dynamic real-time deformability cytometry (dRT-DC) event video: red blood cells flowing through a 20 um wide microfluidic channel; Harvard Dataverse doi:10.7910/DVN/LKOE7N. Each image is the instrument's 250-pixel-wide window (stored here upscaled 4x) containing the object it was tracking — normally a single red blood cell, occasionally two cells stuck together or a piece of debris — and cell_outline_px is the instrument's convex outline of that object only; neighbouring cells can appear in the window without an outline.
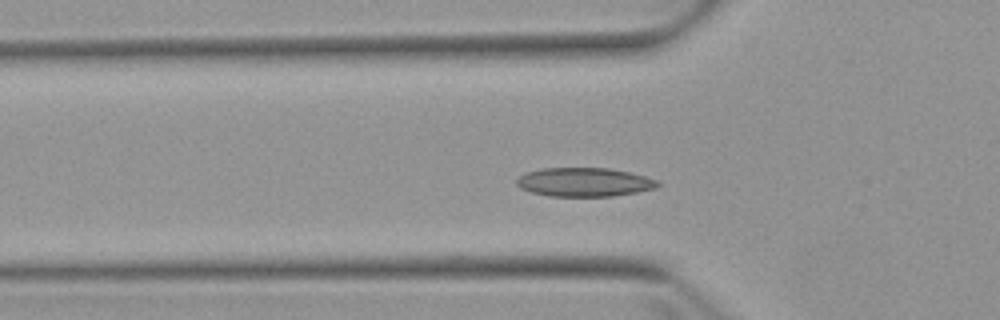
{"species": "Egyptian fruit bat (a non-hibernating species)", "species_latin": "Rousettus aegyptiacus", "temperature_condition": "warm", "stored_images_in_passage": 4, "camera_frame_rate_fps": 3000, "um_per_image_px": 0.085, "animal": {"sex": "female"}, "frame": {"image": 1, "passage_image": 3, "time_ms": 2.333, "image_size_px": [1000, 320], "cell_outline_px": [[660, 184], [656, 188], [636, 192], [612, 196], [548, 196], [532, 192], [520, 188], [516, 184], [516, 180], [520, 176], [528, 172], [540, 168], [608, 168], [628, 172], [644, 176], [656, 180]], "centroid_in_image_um": [49.64, 15.48], "position_along_channel_um": 76.2, "area_um2": 23.52}}
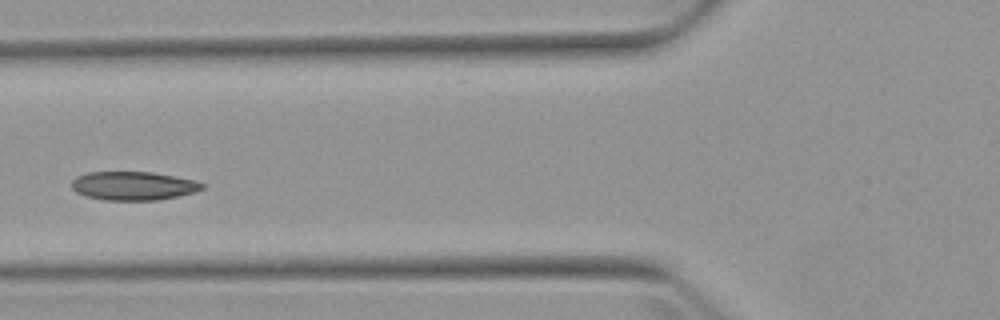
{"frame": {"image": 2, "passage_image": 4, "time_ms": 3.333, "image_size_px": [1000, 320], "cell_outline_px": [[204, 188], [196, 192], [180, 196], [160, 200], [104, 200], [84, 196], [76, 192], [72, 188], [72, 180], [76, 176], [88, 172], [152, 172], [176, 176], [196, 180], [204, 184]], "centroid_in_image_um": [11.36, 15.8], "position_along_channel_um": 114.4, "area_um2": 22.08}}